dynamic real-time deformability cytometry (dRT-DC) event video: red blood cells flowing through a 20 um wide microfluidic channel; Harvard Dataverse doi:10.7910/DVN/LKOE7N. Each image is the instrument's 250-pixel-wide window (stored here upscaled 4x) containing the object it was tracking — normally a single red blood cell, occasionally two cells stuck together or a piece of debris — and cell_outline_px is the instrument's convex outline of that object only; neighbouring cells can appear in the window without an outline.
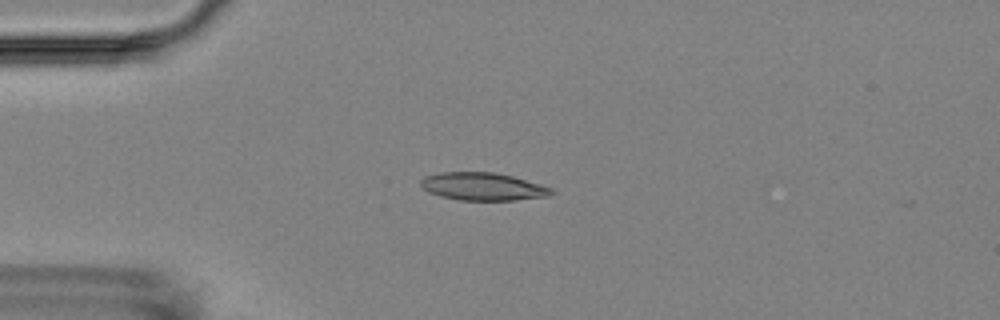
{"species": "Egyptian fruit bat (a non-hibernating species)", "species_latin": "Rousettus aegyptiacus", "temperature_condition": "room temperature", "stored_images_in_passage": 7, "camera_frame_rate_fps": 3000, "um_per_image_px": 0.085, "animal": {"sex": "female"}, "frame": {"image": 1, "passage_image": 3, "time_ms": 2.333, "image_size_px": [1000, 320], "cell_outline_px": [[556, 192], [548, 196], [516, 200], [460, 200], [440, 196], [428, 192], [420, 184], [420, 180], [424, 176], [440, 172], [496, 172], [512, 176], [540, 184], [552, 188]], "centroid_in_image_um": [41.04, 15.85], "position_along_channel_um": 44.0, "area_um2": 21.21}}
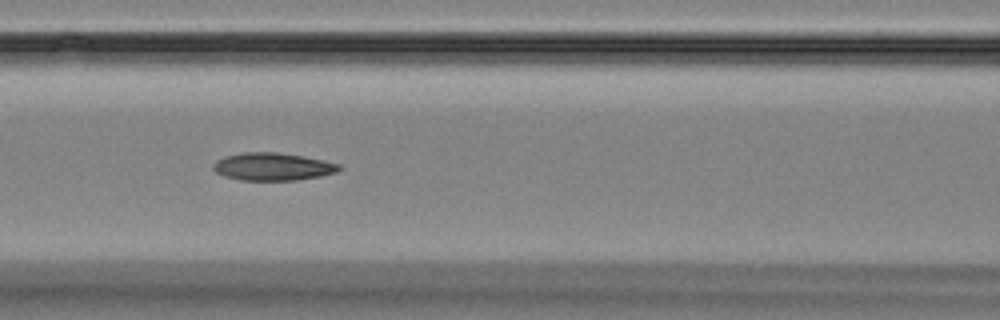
{"frame": {"image": 2, "passage_image": 6, "time_ms": 5.667, "image_size_px": [1000, 320], "cell_outline_px": [[340, 168], [336, 172], [320, 176], [296, 180], [240, 180], [224, 176], [216, 172], [212, 168], [212, 164], [216, 160], [224, 156], [244, 152], [276, 152], [304, 156], [324, 160], [340, 164]], "centroid_in_image_um": [23.15, 14.16], "position_along_channel_um": 143.5, "area_um2": 20.35}}
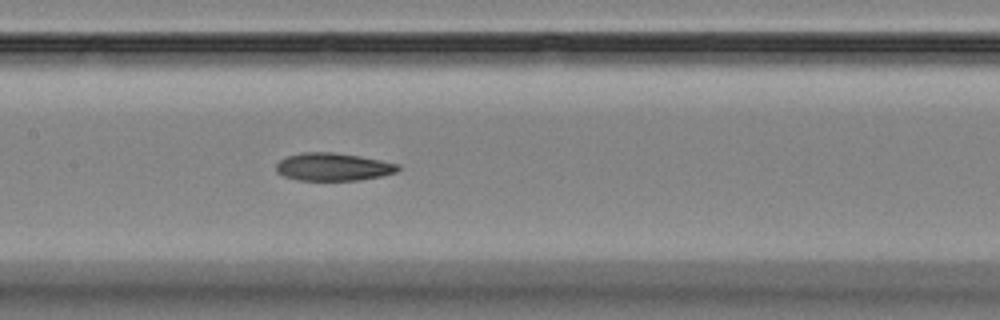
{"frame": {"image": 3, "passage_image": 7, "time_ms": 6.667, "image_size_px": [1000, 320], "cell_outline_px": [[400, 168], [396, 172], [380, 176], [360, 180], [296, 180], [284, 176], [276, 172], [276, 164], [280, 160], [288, 156], [300, 152], [332, 152], [360, 156], [400, 164]], "centroid_in_image_um": [28.3, 14.18], "position_along_channel_um": 179.1, "area_um2": 19.77}}